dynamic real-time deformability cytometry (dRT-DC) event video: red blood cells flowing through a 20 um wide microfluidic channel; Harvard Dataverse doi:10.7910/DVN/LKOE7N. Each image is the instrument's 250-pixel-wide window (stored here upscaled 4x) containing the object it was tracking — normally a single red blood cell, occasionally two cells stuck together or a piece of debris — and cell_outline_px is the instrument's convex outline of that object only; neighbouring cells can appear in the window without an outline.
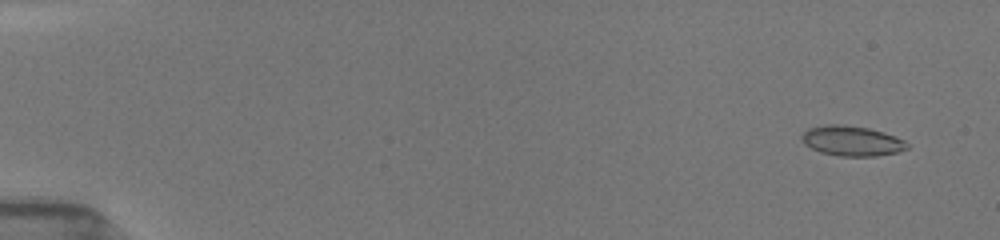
{"species": "common noctule bat (a hibernating species)", "species_latin": "Nyctalus noctula", "temperature_condition": "room temperature", "stored_images_in_passage": 53, "camera_frame_rate_fps": 3000, "um_per_image_px": 0.085, "animal": {"sex": "female", "body_mass_g": 19.5, "forearm_length_mm": 54.1}, "frame": {"image": 1, "passage_image": 4, "time_ms": 1.0, "image_size_px": [1000, 240], "cell_outline_px": [[908, 148], [896, 152], [876, 156], [840, 156], [820, 152], [804, 144], [800, 140], [800, 136], [808, 128], [828, 124], [844, 124], [868, 128], [884, 132], [904, 140], [908, 144]], "centroid_in_image_um": [72.37, 11.97], "position_along_channel_um": 12.6, "area_um2": 18.5}}
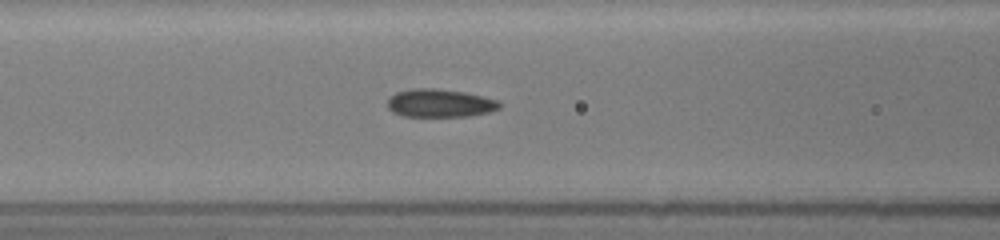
{"frame": {"image": 2, "passage_image": 24, "time_ms": 7.667, "image_size_px": [1000, 240], "cell_outline_px": [[500, 108], [488, 112], [472, 116], [404, 116], [392, 112], [388, 108], [388, 100], [396, 92], [412, 88], [436, 88], [464, 92], [500, 100]], "centroid_in_image_um": [37.4, 8.76], "position_along_channel_um": 129.2, "area_um2": 18.38}}
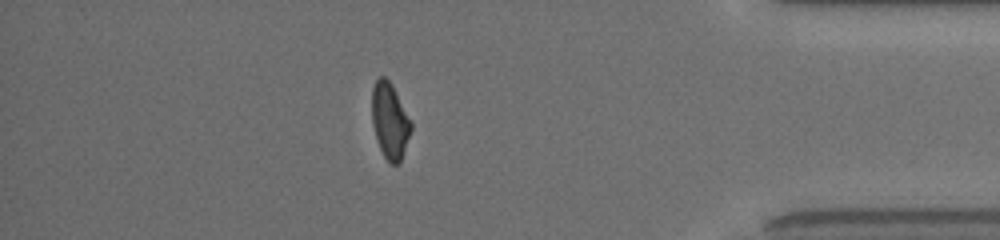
{"frame": {"image": 3, "passage_image": 47, "time_ms": 15.333, "image_size_px": [1000, 240], "cell_outline_px": [[412, 128], [400, 160], [396, 164], [392, 164], [384, 156], [380, 148], [372, 124], [372, 88], [376, 80], [380, 76], [384, 76], [392, 84], [412, 124]], "centroid_in_image_um": [33.12, 10.23], "position_along_channel_um": 402.1, "area_um2": 16.88}, "authors_computed_cell_mechanics": {"area_um2": 18.3804, "velocity_mm_per_s": 3.9704, "shape_relaxation_time_tau1_ms": null, "shape_relaxation_time_tau2_ms": 2.0844, "deformation_change_tau1": null, "deformation_change_tau2": 0.0657}}